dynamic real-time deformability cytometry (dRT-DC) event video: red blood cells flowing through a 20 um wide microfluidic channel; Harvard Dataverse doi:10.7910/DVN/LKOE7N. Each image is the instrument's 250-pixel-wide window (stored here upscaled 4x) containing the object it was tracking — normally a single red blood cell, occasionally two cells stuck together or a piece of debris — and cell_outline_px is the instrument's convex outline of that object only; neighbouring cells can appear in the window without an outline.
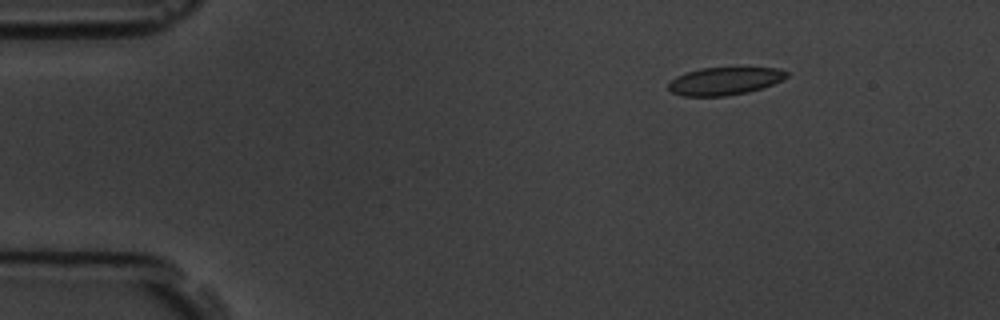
{"species": "common noctule bat (a hibernating species)", "species_latin": "Nyctalus noctula", "temperature_condition": "room temperature", "stored_images_in_passage": 7, "camera_frame_rate_fps": 3000, "um_per_image_px": 0.085, "animal": {"sex": "male", "body_mass_g": 19.5, "forearm_length_mm": 54.6}, "frame": {"image": 1, "passage_image": 3, "time_ms": 2.333, "image_size_px": [1000, 320], "cell_outline_px": [[788, 76], [772, 84], [748, 92], [724, 96], [684, 96], [672, 92], [668, 88], [668, 84], [676, 76], [684, 72], [700, 68], [776, 68], [788, 72]], "centroid_in_image_um": [61.55, 6.89], "position_along_channel_um": 23.5, "area_um2": 18.9}}
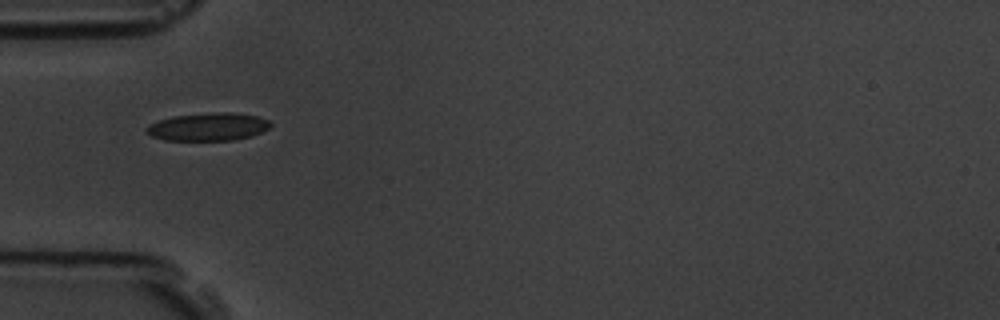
{"frame": {"image": 2, "passage_image": 6, "time_ms": 5.667, "image_size_px": [1000, 320], "cell_outline_px": [[272, 124], [268, 128], [252, 136], [232, 140], [164, 140], [152, 136], [144, 128], [148, 124], [172, 116], [212, 112], [232, 112], [256, 116], [268, 120]], "centroid_in_image_um": [17.68, 10.77], "position_along_channel_um": 67.3, "area_um2": 20.11}}
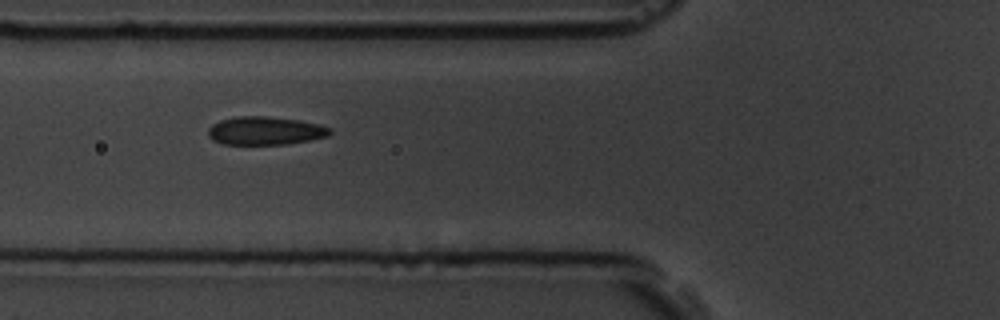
{"frame": {"image": 3, "passage_image": 7, "time_ms": 6.667, "image_size_px": [1000, 320], "cell_outline_px": [[332, 132], [328, 136], [288, 144], [224, 144], [212, 140], [208, 136], [208, 128], [212, 124], [220, 120], [236, 116], [268, 116], [300, 120], [320, 124], [332, 128]], "centroid_in_image_um": [22.55, 11.1], "position_along_channel_um": 103.3, "area_um2": 20.23}}